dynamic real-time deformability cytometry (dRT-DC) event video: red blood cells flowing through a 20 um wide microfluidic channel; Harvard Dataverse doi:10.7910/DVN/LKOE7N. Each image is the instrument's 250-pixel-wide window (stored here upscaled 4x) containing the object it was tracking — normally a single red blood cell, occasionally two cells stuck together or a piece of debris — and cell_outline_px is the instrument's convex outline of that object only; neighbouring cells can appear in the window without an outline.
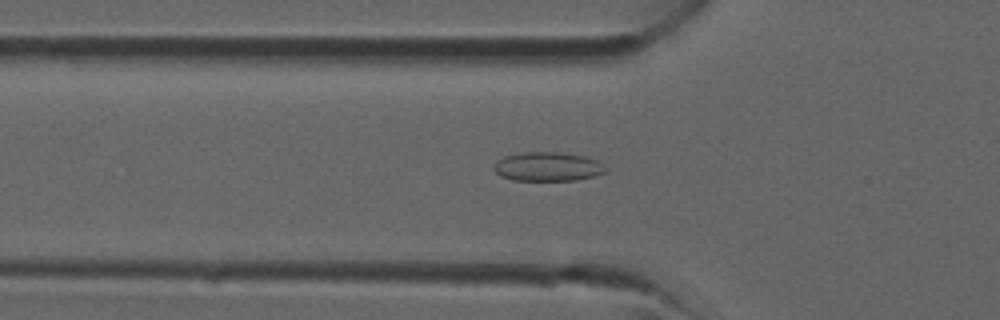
{"species": "common noctule bat (a hibernating species)", "species_latin": "Nyctalus noctula", "temperature_condition": "room temperature", "stored_images_in_passage": 27, "camera_frame_rate_fps": 3000, "um_per_image_px": 0.085, "animal": {"sex": "male", "forearm_length_mm": 52.5}, "frame": {"image": 1, "passage_image": 10, "time_ms": 3.0, "image_size_px": [1000, 320], "cell_outline_px": [[608, 172], [596, 176], [576, 180], [512, 180], [500, 176], [492, 168], [496, 160], [504, 156], [524, 152], [560, 152], [588, 156], [596, 160], [608, 168]], "centroid_in_image_um": [46.58, 14.16], "position_along_channel_um": 79.2, "area_um2": 19.25}}
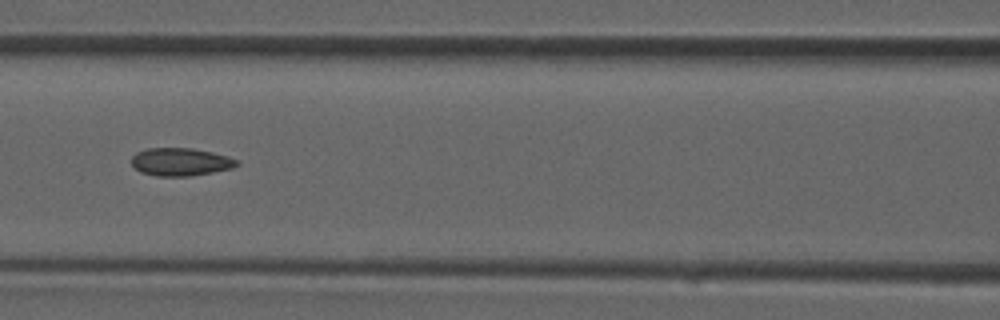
{"frame": {"image": 2, "passage_image": 14, "time_ms": 4.333, "image_size_px": [1000, 320], "cell_outline_px": [[240, 164], [232, 168], [212, 172], [188, 176], [156, 176], [140, 172], [132, 164], [132, 156], [136, 152], [148, 148], [192, 148], [212, 152], [228, 156], [240, 160]], "centroid_in_image_um": [15.37, 13.75], "position_along_channel_um": 151.2, "area_um2": 17.17}}
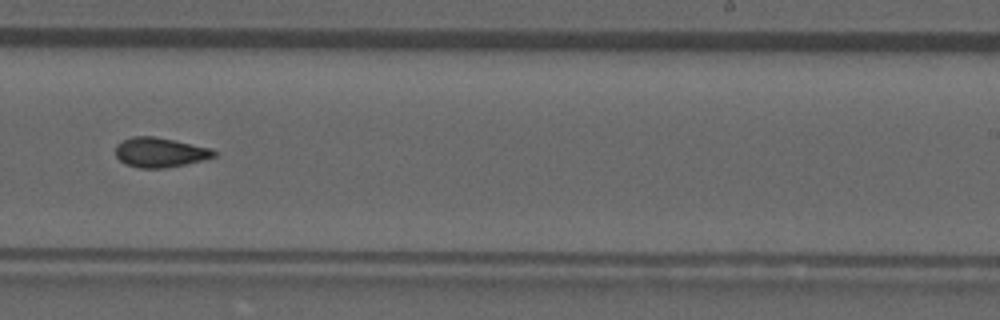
{"frame": {"image": 3, "passage_image": 21, "time_ms": 6.667, "image_size_px": [1000, 320], "cell_outline_px": [[216, 156], [204, 160], [164, 168], [136, 168], [124, 164], [116, 156], [116, 144], [120, 140], [132, 136], [152, 136], [212, 148], [216, 152]], "centroid_in_image_um": [13.56, 12.95], "position_along_channel_um": 275.4, "area_um2": 17.11}}